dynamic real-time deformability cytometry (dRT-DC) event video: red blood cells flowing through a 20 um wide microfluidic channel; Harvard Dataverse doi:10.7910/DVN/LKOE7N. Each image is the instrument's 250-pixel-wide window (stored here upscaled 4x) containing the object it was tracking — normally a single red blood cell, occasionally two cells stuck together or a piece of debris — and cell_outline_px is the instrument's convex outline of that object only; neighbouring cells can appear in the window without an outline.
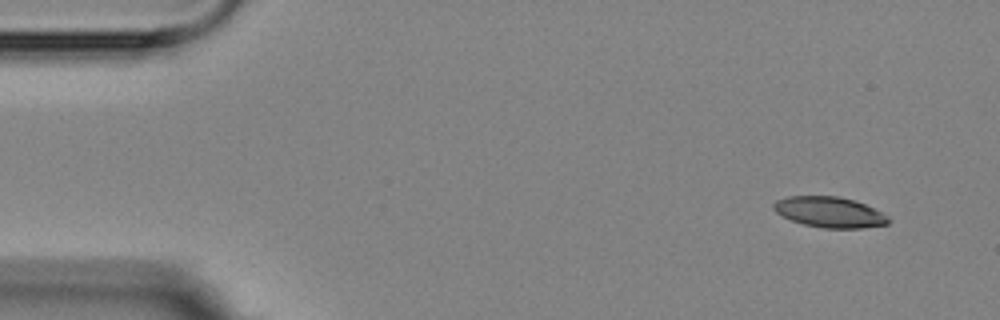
{"species": "Egyptian fruit bat (a non-hibernating species)", "species_latin": "Rousettus aegyptiacus", "temperature_condition": "room temperature", "stored_images_in_passage": 4, "camera_frame_rate_fps": 3000, "um_per_image_px": 0.085, "animal": {"sex": "female"}, "frame": {"image": 1, "passage_image": 1, "time_ms": 0.0, "image_size_px": [1000, 320], "cell_outline_px": [[892, 220], [888, 224], [860, 228], [824, 228], [804, 224], [792, 220], [776, 212], [772, 208], [772, 204], [776, 200], [788, 196], [840, 196], [856, 200], [888, 216]], "centroid_in_image_um": [70.51, 18.02], "position_along_channel_um": 14.5, "area_um2": 20.46}}
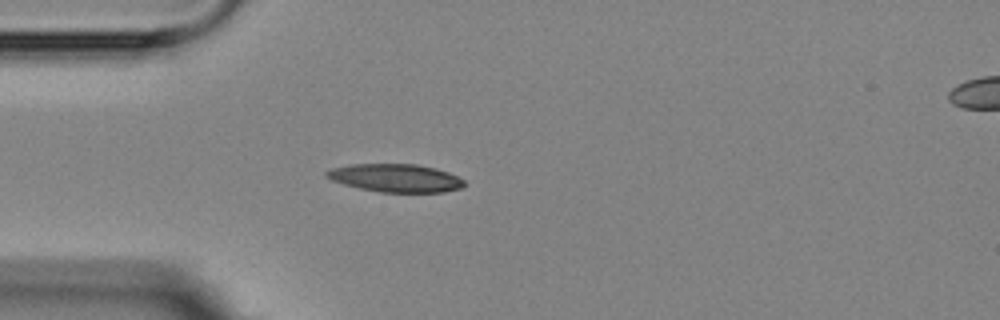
{"frame": {"image": 2, "passage_image": 4, "time_ms": 3.667, "image_size_px": [1000, 320], "cell_outline_px": [[464, 184], [460, 188], [444, 192], [380, 192], [360, 188], [344, 184], [332, 180], [324, 176], [324, 172], [332, 168], [348, 164], [416, 164], [436, 168], [448, 172], [464, 180]], "centroid_in_image_um": [33.59, 15.12], "position_along_channel_um": 51.4, "area_um2": 22.48}}